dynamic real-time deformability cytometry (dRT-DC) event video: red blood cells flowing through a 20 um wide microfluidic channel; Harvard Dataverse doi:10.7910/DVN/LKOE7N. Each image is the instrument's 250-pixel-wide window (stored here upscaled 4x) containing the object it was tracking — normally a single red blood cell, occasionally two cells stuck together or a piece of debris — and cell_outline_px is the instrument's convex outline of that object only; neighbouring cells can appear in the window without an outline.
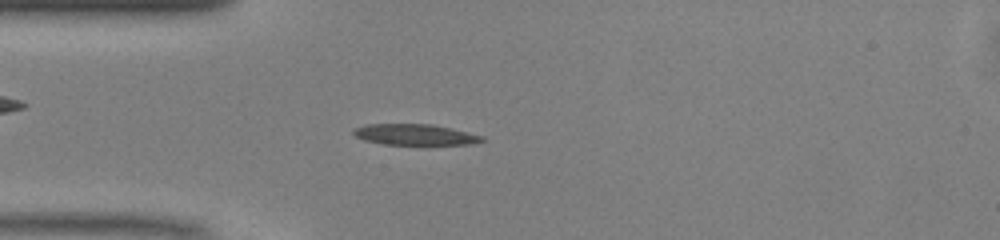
{"species": "common noctule bat (a hibernating species)", "species_latin": "Nyctalus noctula", "temperature_condition": "warm", "stored_images_in_passage": 48, "camera_frame_rate_fps": 3000, "um_per_image_px": 0.085, "animal": {"sex": "male", "body_mass_g": 13.0, "forearm_length_mm": 53.1}, "frame": {"image": 1, "passage_image": 12, "time_ms": 3.667, "image_size_px": [1000, 240], "cell_outline_px": [[484, 140], [468, 144], [420, 148], [380, 144], [364, 140], [356, 136], [352, 132], [352, 128], [364, 124], [432, 124], [484, 136]], "centroid_in_image_um": [35.24, 11.5], "position_along_channel_um": 49.8, "area_um2": 16.82}}
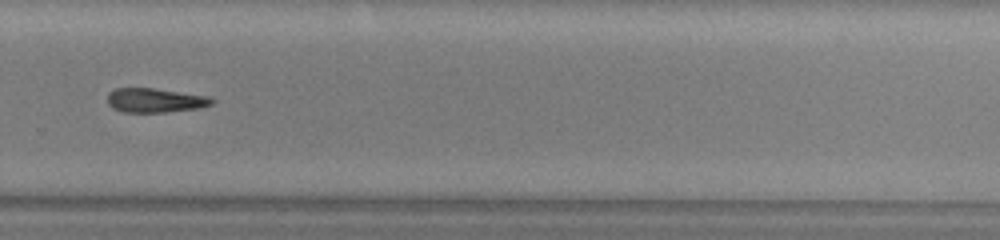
{"frame": {"image": 2, "passage_image": 32, "time_ms": 10.333, "image_size_px": [1000, 240], "cell_outline_px": [[216, 100], [212, 104], [200, 108], [164, 112], [124, 112], [112, 108], [108, 104], [108, 92], [116, 88], [152, 88], [212, 96]], "centroid_in_image_um": [13.22, 8.52], "position_along_channel_um": 316.6, "area_um2": 14.91}}
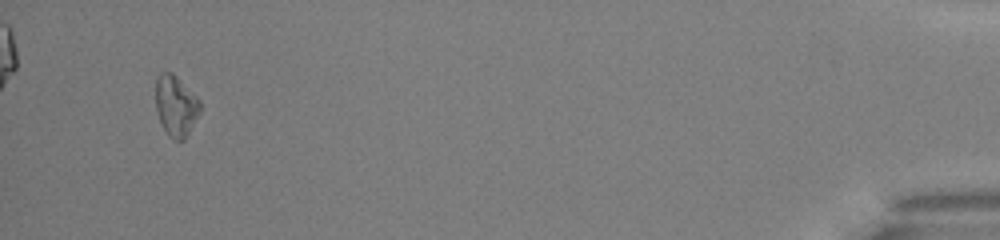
{"frame": {"image": 3, "passage_image": 46, "time_ms": 15.0, "image_size_px": [1000, 240], "cell_outline_px": [[200, 112], [184, 140], [172, 140], [168, 136], [160, 120], [156, 108], [156, 76], [160, 72], [172, 72], [200, 100]], "centroid_in_image_um": [14.94, 8.99], "position_along_channel_um": 420.3, "area_um2": 15.61}}